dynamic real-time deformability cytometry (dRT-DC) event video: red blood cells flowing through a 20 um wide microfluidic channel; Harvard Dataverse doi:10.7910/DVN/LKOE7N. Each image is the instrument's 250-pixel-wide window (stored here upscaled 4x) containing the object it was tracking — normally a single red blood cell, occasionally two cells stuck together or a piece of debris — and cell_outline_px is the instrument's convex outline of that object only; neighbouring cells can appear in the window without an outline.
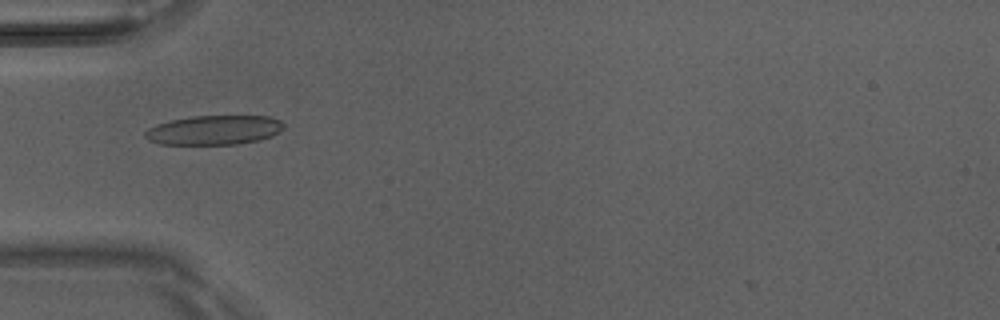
{"species": "Egyptian fruit bat (a non-hibernating species)", "species_latin": "Rousettus aegyptiacus", "temperature_condition": "room temperature", "stored_images_in_passage": 4, "camera_frame_rate_fps": 3000, "um_per_image_px": 0.085, "animal": {"sex": "male"}, "frame": {"image": 1, "passage_image": 3, "time_ms": 0.667, "image_size_px": [1000, 320], "cell_outline_px": [[284, 128], [272, 136], [260, 140], [236, 144], [160, 144], [148, 140], [144, 136], [144, 132], [148, 128], [156, 124], [172, 120], [192, 116], [268, 116], [280, 120], [284, 124]], "centroid_in_image_um": [18.19, 11.05], "position_along_channel_um": 66.8, "area_um2": 23.76}}